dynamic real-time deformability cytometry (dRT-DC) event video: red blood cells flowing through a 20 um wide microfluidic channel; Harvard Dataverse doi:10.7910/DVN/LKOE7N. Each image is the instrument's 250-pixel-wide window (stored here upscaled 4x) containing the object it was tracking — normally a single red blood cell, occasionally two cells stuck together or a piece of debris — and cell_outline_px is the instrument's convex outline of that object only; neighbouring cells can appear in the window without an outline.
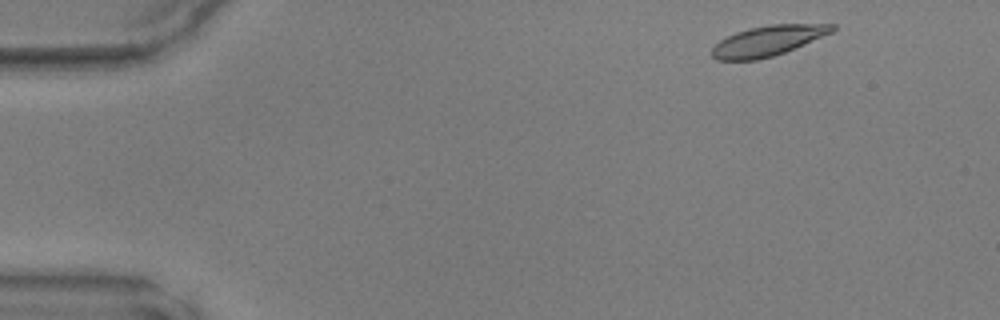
{"species": "common noctule bat (a hibernating species)", "species_latin": "Nyctalus noctula", "temperature_condition": "warm", "stored_images_in_passage": 10, "camera_frame_rate_fps": 3000, "um_per_image_px": 0.085, "animal": {"sex": "male", "body_mass_g": 17.9, "forearm_length_mm": 54.2}, "frame": {"image": 1, "passage_image": 2, "time_ms": 0.333, "image_size_px": [1000, 320], "cell_outline_px": [[836, 28], [832, 32], [784, 52], [772, 56], [756, 60], [716, 60], [712, 56], [712, 48], [720, 40], [736, 32], [748, 28], [772, 24], [836, 24]], "centroid_in_image_um": [65.25, 3.46], "position_along_channel_um": 19.8, "area_um2": 20.92}}